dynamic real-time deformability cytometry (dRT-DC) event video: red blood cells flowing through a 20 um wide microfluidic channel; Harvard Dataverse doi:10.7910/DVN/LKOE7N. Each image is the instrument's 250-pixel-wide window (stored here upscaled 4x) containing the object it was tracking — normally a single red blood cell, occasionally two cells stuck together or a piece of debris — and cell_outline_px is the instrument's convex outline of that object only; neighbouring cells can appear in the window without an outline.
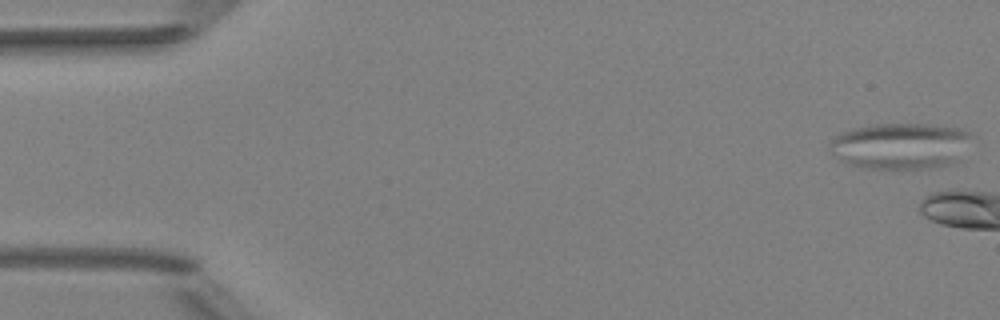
{"species": "Egyptian fruit bat (a non-hibernating species)", "species_latin": "Rousettus aegyptiacus", "temperature_condition": "room temperature", "stored_images_in_passage": 4, "camera_frame_rate_fps": 3000, "um_per_image_px": 0.085, "animal": {"sex": "female"}, "frame": {"image": 1, "passage_image": 1, "time_ms": 0.0, "image_size_px": [1000, 320], "cell_outline_px": [[980, 140], [956, 160], [944, 164], [928, 168], [864, 168], [848, 164], [840, 160], [828, 148], [828, 140], [832, 136], [840, 132], [852, 128], [872, 124], [928, 124], [956, 128], [968, 132], [976, 136]], "centroid_in_image_um": [76.57, 12.38], "position_along_channel_um": 8.4, "area_um2": 38.96}}